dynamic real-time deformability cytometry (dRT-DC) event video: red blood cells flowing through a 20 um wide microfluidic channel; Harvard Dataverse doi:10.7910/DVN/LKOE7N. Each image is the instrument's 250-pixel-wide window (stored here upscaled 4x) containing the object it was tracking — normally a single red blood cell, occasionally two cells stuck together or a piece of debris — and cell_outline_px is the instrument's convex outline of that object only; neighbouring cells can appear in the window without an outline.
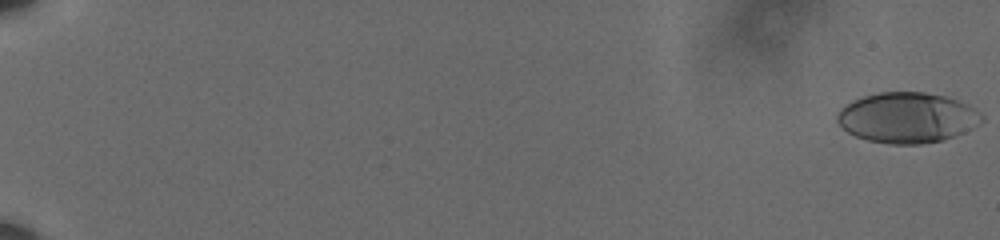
{"species": "human", "species_latin": "Homo sapiens", "temperature_condition": "cold", "stored_images_in_passage": 61, "camera_frame_rate_fps": 3000, "um_per_image_px": 0.085, "donor": {"sex": "male"}, "frame": {"image": 1, "passage_image": 1, "time_ms": 0.0, "image_size_px": [1000, 240], "cell_outline_px": [[984, 120], [980, 124], [964, 132], [944, 140], [920, 144], [888, 144], [868, 140], [856, 136], [848, 132], [836, 120], [836, 112], [840, 108], [852, 100], [864, 96], [880, 92], [924, 92], [944, 96], [968, 104], [976, 108], [984, 116]], "centroid_in_image_um": [77.13, 10.0], "position_along_channel_um": 7.9, "area_um2": 42.71}}
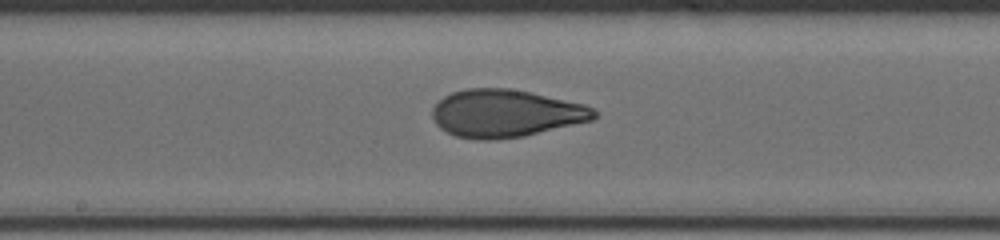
{"frame": {"image": 2, "passage_image": 36, "time_ms": 11.667, "image_size_px": [1000, 240], "cell_outline_px": [[596, 116], [592, 120], [524, 136], [496, 140], [476, 140], [456, 136], [440, 128], [436, 124], [432, 116], [432, 108], [444, 96], [452, 92], [468, 88], [508, 88], [528, 92], [584, 104], [592, 108], [596, 112]], "centroid_in_image_um": [42.94, 9.65], "position_along_channel_um": 205.3, "area_um2": 44.68}}
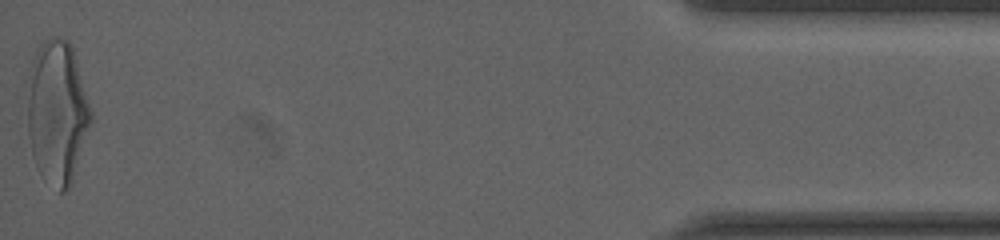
{"frame": {"image": 3, "passage_image": 61, "time_ms": 20.0, "image_size_px": [1000, 240], "cell_outline_px": [[92, 120], [72, 184], [64, 192], [60, 192], [36, 164], [32, 156], [28, 136], [28, 68], [36, 48], [48, 36], [56, 36], [68, 40], [72, 48], [92, 112]], "centroid_in_image_um": [4.85, 9.46], "position_along_channel_um": 430.3, "area_um2": 52.89}, "authors_computed_cell_mechanics": {"area_um2": 43.5234, "velocity_mm_per_s": 3.6134, "shape_relaxation_time_tau1_ms": 5.4375, "shape_relaxation_time_tau2_ms": 1.0554, "deformation_change_tau1": 0.2026, "deformation_change_tau2": 0.0787}}